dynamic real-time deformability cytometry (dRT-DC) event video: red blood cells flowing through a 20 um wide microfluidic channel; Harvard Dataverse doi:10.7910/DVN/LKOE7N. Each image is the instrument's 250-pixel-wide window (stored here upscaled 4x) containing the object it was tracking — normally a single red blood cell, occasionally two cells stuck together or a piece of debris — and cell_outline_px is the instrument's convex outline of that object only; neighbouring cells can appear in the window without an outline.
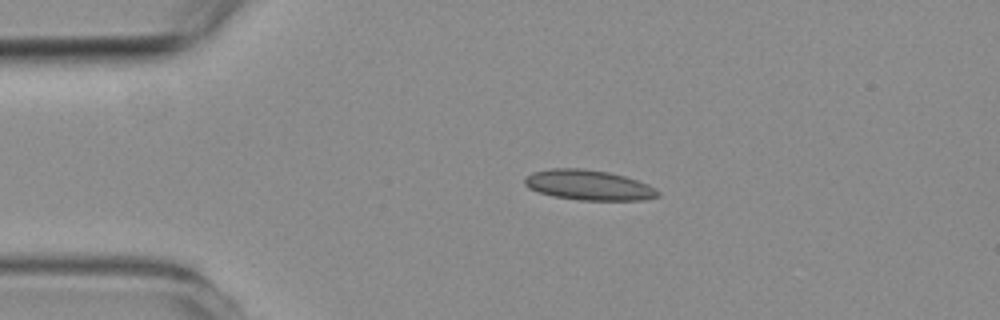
{"species": "common noctule bat (a hibernating species)", "species_latin": "Nyctalus noctula", "temperature_condition": "room temperature", "stored_images_in_passage": 4, "camera_frame_rate_fps": 3000, "um_per_image_px": 0.085, "animal": {"sex": "female", "body_mass_g": 19.3, "forearm_length_mm": 54.1}, "frame": {"image": 1, "passage_image": 2, "time_ms": 1.333, "image_size_px": [1000, 320], "cell_outline_px": [[660, 196], [644, 200], [580, 200], [552, 196], [536, 192], [528, 188], [524, 184], [524, 176], [532, 172], [552, 168], [580, 168], [608, 172], [624, 176], [648, 184], [656, 188], [660, 192]], "centroid_in_image_um": [50.0, 15.73], "position_along_channel_um": 35.0, "area_um2": 23.64}}
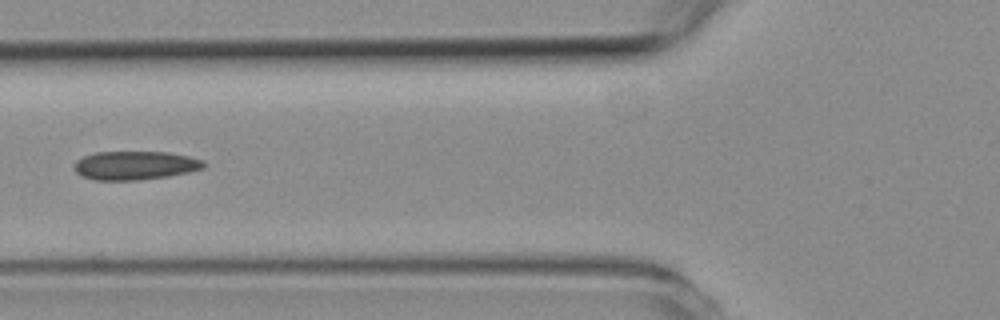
{"frame": {"image": 2, "passage_image": 4, "time_ms": 4.333, "image_size_px": [1000, 320], "cell_outline_px": [[208, 164], [204, 168], [188, 172], [168, 176], [140, 180], [96, 180], [80, 176], [76, 172], [76, 160], [84, 156], [96, 152], [168, 152], [188, 156], [204, 160]], "centroid_in_image_um": [11.52, 14.06], "position_along_channel_um": 114.3, "area_um2": 21.68}}